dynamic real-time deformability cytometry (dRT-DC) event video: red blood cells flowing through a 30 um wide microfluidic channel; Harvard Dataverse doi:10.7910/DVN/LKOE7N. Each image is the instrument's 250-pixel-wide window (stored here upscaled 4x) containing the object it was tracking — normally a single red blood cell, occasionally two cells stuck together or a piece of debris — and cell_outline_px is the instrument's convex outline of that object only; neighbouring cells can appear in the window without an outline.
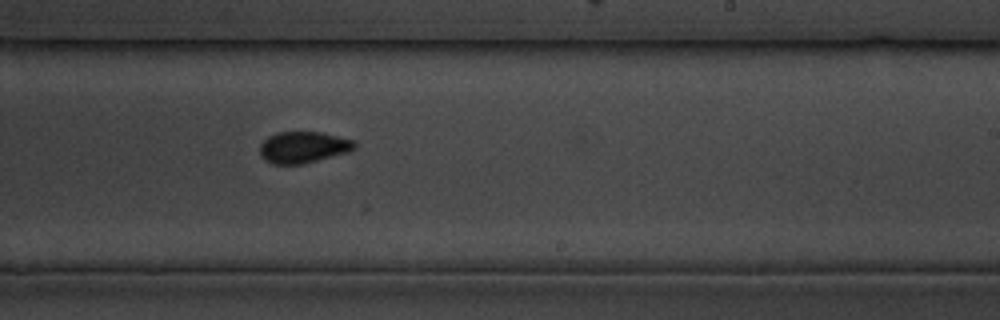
{"species": "common noctule bat (a hibernating species)", "species_latin": "Nyctalus noctula", "temperature_condition": "cold", "stored_images_in_passage": 38, "camera_frame_rate_fps": 3000, "um_per_image_px": 0.085, "animal": {"sex": "male", "body_mass_g": 19.5, "forearm_length_mm": 54.6}, "frame": {"image": 1, "passage_image": 17, "time_ms": 5.333, "image_size_px": [1000, 320], "cell_outline_px": [[356, 148], [348, 152], [304, 164], [272, 164], [264, 160], [260, 156], [260, 144], [268, 136], [276, 132], [320, 132], [352, 140], [356, 144]], "centroid_in_image_um": [25.74, 12.52], "position_along_channel_um": 263.3, "area_um2": 17.4}}
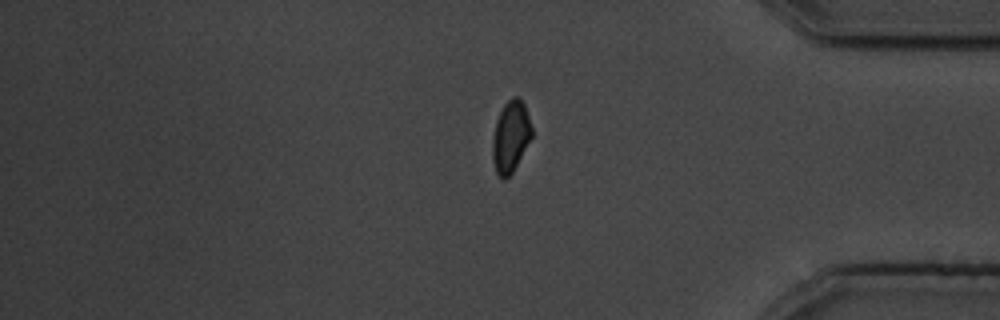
{"frame": {"image": 2, "passage_image": 29, "time_ms": 9.333, "image_size_px": [1000, 320], "cell_outline_px": [[532, 136], [512, 172], [504, 180], [496, 172], [492, 160], [492, 140], [496, 120], [504, 104], [512, 96], [516, 96], [524, 104], [532, 128]], "centroid_in_image_um": [43.38, 11.6], "position_along_channel_um": 391.8, "area_um2": 16.13}}
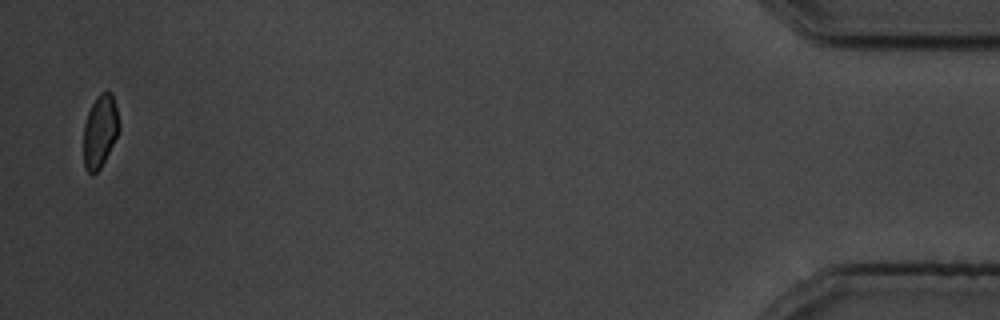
{"frame": {"image": 3, "passage_image": 37, "time_ms": 12.0, "image_size_px": [1000, 320], "cell_outline_px": [[120, 128], [100, 168], [92, 176], [84, 168], [84, 124], [88, 112], [92, 104], [100, 92], [112, 92], [120, 124]], "centroid_in_image_um": [8.49, 11.15], "position_along_channel_um": 426.7, "area_um2": 14.85}, "authors_computed_cell_mechanics": {"area_um2": 16.8776, "velocity_mm_per_s": 3.7238, "shape_relaxation_time_tau1_ms": 2.7185, "shape_relaxation_time_tau2_ms": 3.2025, "deformation_change_tau1": 0.0533, "deformation_change_tau2": 0.0582}}